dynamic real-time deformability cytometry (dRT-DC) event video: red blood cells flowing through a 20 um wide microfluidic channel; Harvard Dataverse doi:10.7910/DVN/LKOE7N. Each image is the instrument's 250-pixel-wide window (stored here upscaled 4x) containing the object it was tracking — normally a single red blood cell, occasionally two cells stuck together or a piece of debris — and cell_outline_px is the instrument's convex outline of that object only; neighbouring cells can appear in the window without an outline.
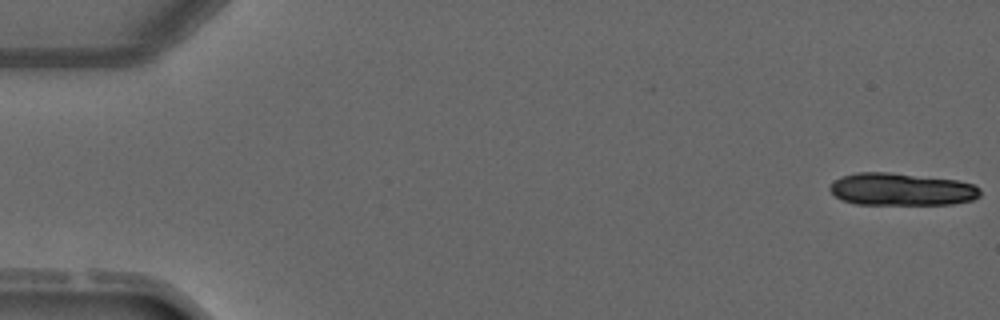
{"species": "common noctule bat (a hibernating species)", "species_latin": "Nyctalus noctula", "temperature_condition": "warm", "stored_images_in_passage": 5, "camera_frame_rate_fps": 3000, "um_per_image_px": 0.085, "animal": {"sex": "male", "forearm_length_mm": 52.5}, "frame": {"image": 1, "passage_image": 1, "time_ms": 0.0, "image_size_px": [1000, 320], "cell_outline_px": [[980, 196], [972, 200], [952, 204], [856, 204], [844, 200], [836, 196], [828, 188], [840, 176], [856, 172], [888, 172], [956, 180], [972, 184], [980, 188]], "centroid_in_image_um": [76.63, 16.09], "position_along_channel_um": 8.4, "area_um2": 28.26}}